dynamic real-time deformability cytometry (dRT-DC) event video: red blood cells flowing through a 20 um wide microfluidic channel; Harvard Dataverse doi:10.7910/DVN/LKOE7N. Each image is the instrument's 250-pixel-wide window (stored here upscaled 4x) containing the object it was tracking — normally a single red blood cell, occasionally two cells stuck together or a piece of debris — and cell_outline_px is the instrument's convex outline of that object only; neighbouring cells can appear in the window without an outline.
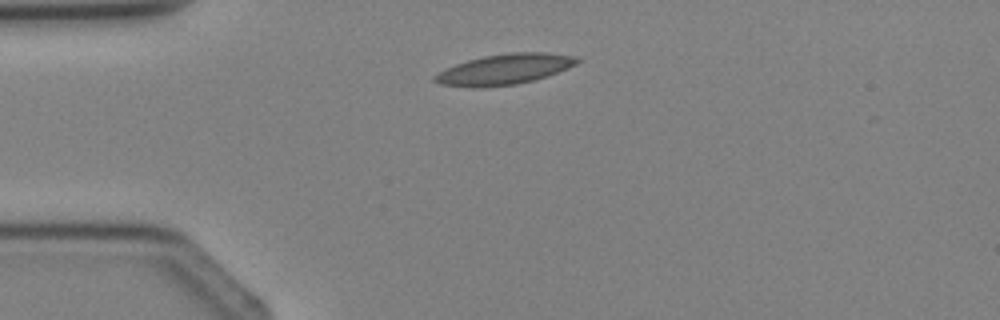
{"species": "Egyptian fruit bat (a non-hibernating species)", "species_latin": "Rousettus aegyptiacus", "temperature_condition": "cold", "stored_images_in_passage": 5, "segment_of_instrument_passage": [2, 2], "camera_frame_rate_fps": 3000, "um_per_image_px": 0.085, "animal": {"sex": "female"}, "frame": {"image": 1, "passage_image": 5, "time_ms": 5.667, "image_size_px": [1000, 320], "cell_outline_px": [[580, 60], [576, 64], [556, 72], [532, 80], [516, 84], [476, 88], [472, 88], [440, 84], [432, 80], [432, 76], [456, 64], [468, 60], [484, 56], [508, 52], [544, 52], [580, 56]], "centroid_in_image_um": [42.87, 5.88], "position_along_channel_um": 42.1, "area_um2": 25.14}}